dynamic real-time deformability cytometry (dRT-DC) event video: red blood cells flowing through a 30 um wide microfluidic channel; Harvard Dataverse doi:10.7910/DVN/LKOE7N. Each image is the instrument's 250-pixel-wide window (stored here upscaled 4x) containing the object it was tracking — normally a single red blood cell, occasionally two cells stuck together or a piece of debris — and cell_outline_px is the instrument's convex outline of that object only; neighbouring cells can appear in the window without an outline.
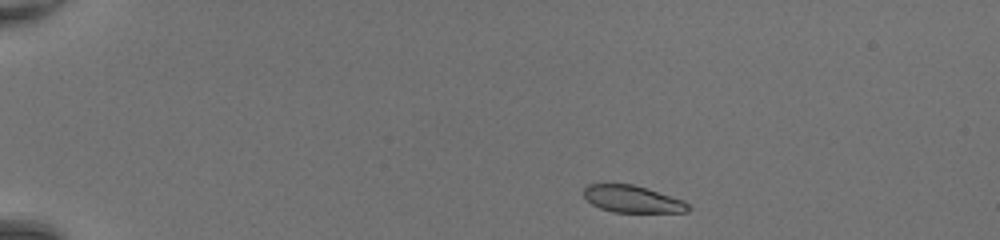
{"species": "common noctule bat (a hibernating species)", "species_latin": "Nyctalus noctula", "temperature_condition": "room temperature", "stored_images_in_passage": 40, "camera_frame_rate_fps": 3000, "um_per_image_px": 0.085, "animal": {"sex": "female", "body_mass_g": 20.0, "forearm_length_mm": 54.0}, "frame": {"image": 1, "passage_image": 1, "time_ms": 0.0, "image_size_px": [1000, 240], "cell_outline_px": [[692, 208], [688, 212], [612, 212], [600, 208], [592, 204], [584, 196], [584, 188], [588, 184], [632, 184], [684, 200]], "centroid_in_image_um": [53.77, 16.93], "position_along_channel_um": 31.2, "area_um2": 16.36}}
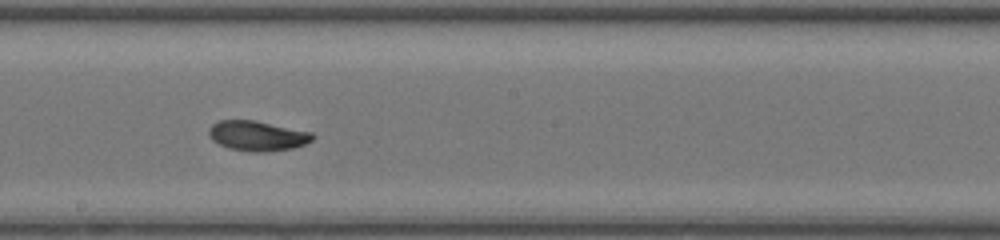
{"frame": {"image": 2, "passage_image": 21, "time_ms": 6.667, "image_size_px": [1000, 240], "cell_outline_px": [[316, 136], [312, 140], [304, 144], [292, 148], [268, 152], [252, 152], [228, 148], [212, 140], [208, 132], [208, 128], [212, 124], [220, 120], [256, 120], [312, 132]], "centroid_in_image_um": [21.88, 11.54], "position_along_channel_um": 226.3, "area_um2": 18.26}}
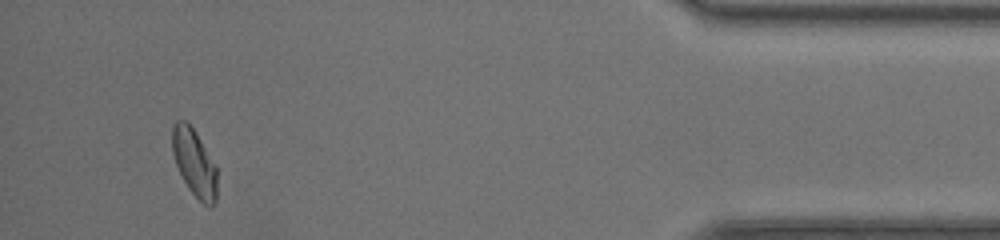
{"frame": {"image": 3, "passage_image": 38, "time_ms": 12.333, "image_size_px": [1000, 240], "cell_outline_px": [[216, 204], [212, 208], [208, 208], [188, 188], [176, 164], [172, 152], [172, 124], [176, 120], [184, 120], [196, 132], [216, 164]], "centroid_in_image_um": [16.53, 13.84], "position_along_channel_um": 418.7, "area_um2": 17.63}, "authors_computed_cell_mechanics": {"area_um2": 17.8024, "velocity_mm_per_s": 4.3473, "shape_relaxation_time_tau1_ms": 4.0203, "shape_relaxation_time_tau2_ms": 0.6719, "deformation_change_tau1": 0.1741, "deformation_change_tau2": 0.0355}}